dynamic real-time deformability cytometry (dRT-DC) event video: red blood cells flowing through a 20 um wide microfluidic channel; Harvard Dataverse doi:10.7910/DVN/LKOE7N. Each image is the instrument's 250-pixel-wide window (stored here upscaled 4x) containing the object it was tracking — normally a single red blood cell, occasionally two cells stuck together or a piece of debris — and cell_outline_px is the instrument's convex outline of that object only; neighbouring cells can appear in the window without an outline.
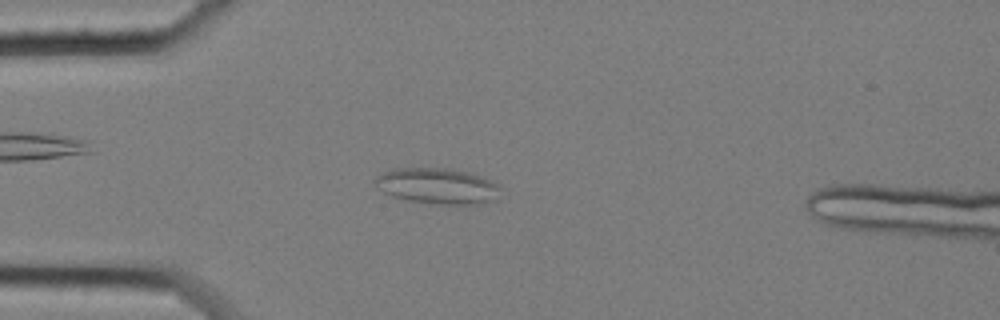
{"species": "common noctule bat (a hibernating species)", "species_latin": "Nyctalus noctula", "temperature_condition": "cold", "stored_images_in_passage": 57, "camera_frame_rate_fps": 3000, "um_per_image_px": 0.085, "animal": {"sex": "female", "body_mass_g": 25.1}, "frame": {"image": 1, "passage_image": 15, "time_ms": 4.667, "image_size_px": [1000, 320], "cell_outline_px": [[500, 200], [484, 204], [444, 204], [408, 200], [392, 196], [376, 188], [372, 180], [376, 176], [392, 168], [444, 168], [468, 172], [480, 176], [496, 184], [500, 188]], "centroid_in_image_um": [37.19, 15.82], "position_along_channel_um": 47.8, "area_um2": 26.36}}
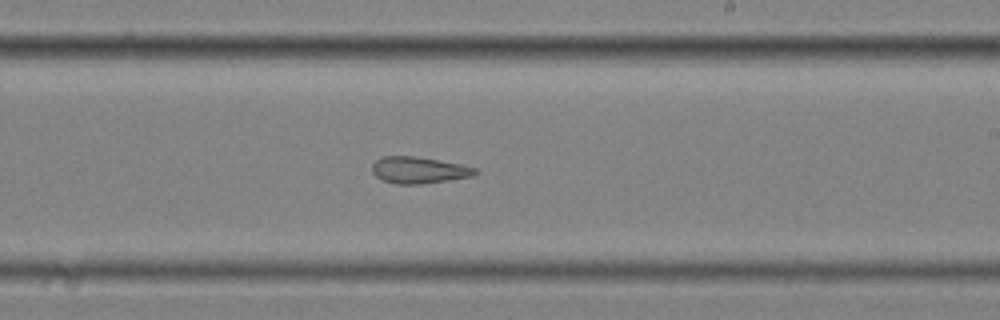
{"frame": {"image": 2, "passage_image": 34, "time_ms": 11.0, "image_size_px": [1000, 320], "cell_outline_px": [[480, 172], [472, 176], [448, 180], [420, 184], [396, 184], [384, 180], [376, 176], [372, 172], [372, 164], [380, 156], [416, 156], [460, 164], [476, 168]], "centroid_in_image_um": [35.59, 14.45], "position_along_channel_um": 253.4, "area_um2": 15.95}}
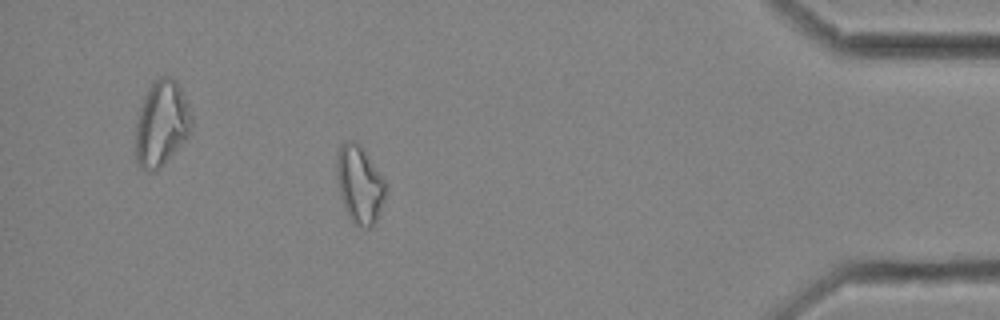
{"frame": {"image": 3, "passage_image": 51, "time_ms": 16.667, "image_size_px": [1000, 320], "cell_outline_px": [[388, 184], [384, 200], [376, 220], [368, 228], [364, 228], [356, 224], [348, 216], [344, 208], [340, 196], [336, 176], [336, 152], [340, 144], [344, 140], [356, 140], [364, 148]], "centroid_in_image_um": [30.55, 15.6], "position_along_channel_um": 404.6, "area_um2": 22.72}, "authors_computed_cell_mechanics": {"area_um2": 20.519, "velocity_mm_per_s": 3.4658, "shape_relaxation_time_tau1_ms": null, "shape_relaxation_time_tau2_ms": 2.5525, "deformation_change_tau1": null, "deformation_change_tau2": 0.1106}}